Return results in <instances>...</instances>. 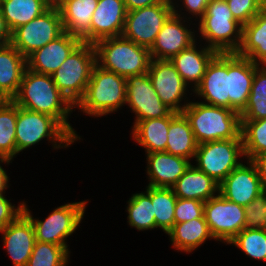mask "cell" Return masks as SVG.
Listing matches in <instances>:
<instances>
[{
    "label": "cell",
    "instance_id": "1",
    "mask_svg": "<svg viewBox=\"0 0 266 266\" xmlns=\"http://www.w3.org/2000/svg\"><path fill=\"white\" fill-rule=\"evenodd\" d=\"M12 101L24 109L44 113L55 118L77 141V134L69 122L75 107L58 90L52 76L26 68L17 94Z\"/></svg>",
    "mask_w": 266,
    "mask_h": 266
},
{
    "label": "cell",
    "instance_id": "2",
    "mask_svg": "<svg viewBox=\"0 0 266 266\" xmlns=\"http://www.w3.org/2000/svg\"><path fill=\"white\" fill-rule=\"evenodd\" d=\"M193 25L199 32L198 41L204 40L203 45L217 53H236L241 46L243 25L235 20L226 0H210L204 15Z\"/></svg>",
    "mask_w": 266,
    "mask_h": 266
},
{
    "label": "cell",
    "instance_id": "3",
    "mask_svg": "<svg viewBox=\"0 0 266 266\" xmlns=\"http://www.w3.org/2000/svg\"><path fill=\"white\" fill-rule=\"evenodd\" d=\"M182 113L189 120L198 144L242 138L240 113L230 108L191 100Z\"/></svg>",
    "mask_w": 266,
    "mask_h": 266
},
{
    "label": "cell",
    "instance_id": "4",
    "mask_svg": "<svg viewBox=\"0 0 266 266\" xmlns=\"http://www.w3.org/2000/svg\"><path fill=\"white\" fill-rule=\"evenodd\" d=\"M126 105V78L103 69L93 68L84 96L75 106L89 117H102Z\"/></svg>",
    "mask_w": 266,
    "mask_h": 266
},
{
    "label": "cell",
    "instance_id": "5",
    "mask_svg": "<svg viewBox=\"0 0 266 266\" xmlns=\"http://www.w3.org/2000/svg\"><path fill=\"white\" fill-rule=\"evenodd\" d=\"M96 64L127 78L148 72L151 61L148 48L122 36L108 37L94 44Z\"/></svg>",
    "mask_w": 266,
    "mask_h": 266
},
{
    "label": "cell",
    "instance_id": "6",
    "mask_svg": "<svg viewBox=\"0 0 266 266\" xmlns=\"http://www.w3.org/2000/svg\"><path fill=\"white\" fill-rule=\"evenodd\" d=\"M17 155L47 140L54 150L68 148L77 140L52 116L17 106L15 127ZM47 138V139H46Z\"/></svg>",
    "mask_w": 266,
    "mask_h": 266
},
{
    "label": "cell",
    "instance_id": "7",
    "mask_svg": "<svg viewBox=\"0 0 266 266\" xmlns=\"http://www.w3.org/2000/svg\"><path fill=\"white\" fill-rule=\"evenodd\" d=\"M95 65L94 45L82 42L51 74L58 90L74 107L84 96Z\"/></svg>",
    "mask_w": 266,
    "mask_h": 266
},
{
    "label": "cell",
    "instance_id": "8",
    "mask_svg": "<svg viewBox=\"0 0 266 266\" xmlns=\"http://www.w3.org/2000/svg\"><path fill=\"white\" fill-rule=\"evenodd\" d=\"M87 202V200H83L64 203V205L53 209L43 221L33 217L31 210L28 208L29 205L25 201L23 213L30 219L34 227L36 241L68 248L67 238L80 227L86 211V205H88Z\"/></svg>",
    "mask_w": 266,
    "mask_h": 266
},
{
    "label": "cell",
    "instance_id": "9",
    "mask_svg": "<svg viewBox=\"0 0 266 266\" xmlns=\"http://www.w3.org/2000/svg\"><path fill=\"white\" fill-rule=\"evenodd\" d=\"M194 158L195 166L220 184L245 158L242 138L198 144Z\"/></svg>",
    "mask_w": 266,
    "mask_h": 266
},
{
    "label": "cell",
    "instance_id": "10",
    "mask_svg": "<svg viewBox=\"0 0 266 266\" xmlns=\"http://www.w3.org/2000/svg\"><path fill=\"white\" fill-rule=\"evenodd\" d=\"M64 33L58 7L53 4L41 16L23 24L11 32V44L27 58Z\"/></svg>",
    "mask_w": 266,
    "mask_h": 266
},
{
    "label": "cell",
    "instance_id": "11",
    "mask_svg": "<svg viewBox=\"0 0 266 266\" xmlns=\"http://www.w3.org/2000/svg\"><path fill=\"white\" fill-rule=\"evenodd\" d=\"M173 13L172 2L127 11L121 36L150 49L162 26Z\"/></svg>",
    "mask_w": 266,
    "mask_h": 266
},
{
    "label": "cell",
    "instance_id": "12",
    "mask_svg": "<svg viewBox=\"0 0 266 266\" xmlns=\"http://www.w3.org/2000/svg\"><path fill=\"white\" fill-rule=\"evenodd\" d=\"M204 218L214 240L226 245L246 227L244 206L220 193L204 202Z\"/></svg>",
    "mask_w": 266,
    "mask_h": 266
},
{
    "label": "cell",
    "instance_id": "13",
    "mask_svg": "<svg viewBox=\"0 0 266 266\" xmlns=\"http://www.w3.org/2000/svg\"><path fill=\"white\" fill-rule=\"evenodd\" d=\"M148 75L161 101L172 112L182 113L190 103V97H187L190 96L189 91H193L184 82L170 60L151 59Z\"/></svg>",
    "mask_w": 266,
    "mask_h": 266
},
{
    "label": "cell",
    "instance_id": "14",
    "mask_svg": "<svg viewBox=\"0 0 266 266\" xmlns=\"http://www.w3.org/2000/svg\"><path fill=\"white\" fill-rule=\"evenodd\" d=\"M126 105L135 114L133 124L166 117L172 112L157 95L148 72L126 78Z\"/></svg>",
    "mask_w": 266,
    "mask_h": 266
},
{
    "label": "cell",
    "instance_id": "15",
    "mask_svg": "<svg viewBox=\"0 0 266 266\" xmlns=\"http://www.w3.org/2000/svg\"><path fill=\"white\" fill-rule=\"evenodd\" d=\"M192 22L194 20H187L173 13L166 20L149 49L151 59L170 60L193 44L197 37L196 31L191 27Z\"/></svg>",
    "mask_w": 266,
    "mask_h": 266
},
{
    "label": "cell",
    "instance_id": "16",
    "mask_svg": "<svg viewBox=\"0 0 266 266\" xmlns=\"http://www.w3.org/2000/svg\"><path fill=\"white\" fill-rule=\"evenodd\" d=\"M229 53H217L209 62L201 83L193 96L202 103L229 108Z\"/></svg>",
    "mask_w": 266,
    "mask_h": 266
},
{
    "label": "cell",
    "instance_id": "17",
    "mask_svg": "<svg viewBox=\"0 0 266 266\" xmlns=\"http://www.w3.org/2000/svg\"><path fill=\"white\" fill-rule=\"evenodd\" d=\"M264 191L256 167L246 159L219 184V193L224 198L244 207Z\"/></svg>",
    "mask_w": 266,
    "mask_h": 266
},
{
    "label": "cell",
    "instance_id": "18",
    "mask_svg": "<svg viewBox=\"0 0 266 266\" xmlns=\"http://www.w3.org/2000/svg\"><path fill=\"white\" fill-rule=\"evenodd\" d=\"M3 247L13 266H26L35 246L34 227L30 219L21 213L12 223L0 229Z\"/></svg>",
    "mask_w": 266,
    "mask_h": 266
},
{
    "label": "cell",
    "instance_id": "19",
    "mask_svg": "<svg viewBox=\"0 0 266 266\" xmlns=\"http://www.w3.org/2000/svg\"><path fill=\"white\" fill-rule=\"evenodd\" d=\"M83 41L64 32L55 40L35 50L27 57V68L51 75Z\"/></svg>",
    "mask_w": 266,
    "mask_h": 266
},
{
    "label": "cell",
    "instance_id": "20",
    "mask_svg": "<svg viewBox=\"0 0 266 266\" xmlns=\"http://www.w3.org/2000/svg\"><path fill=\"white\" fill-rule=\"evenodd\" d=\"M127 10L123 0H98L90 26V43L121 36Z\"/></svg>",
    "mask_w": 266,
    "mask_h": 266
},
{
    "label": "cell",
    "instance_id": "21",
    "mask_svg": "<svg viewBox=\"0 0 266 266\" xmlns=\"http://www.w3.org/2000/svg\"><path fill=\"white\" fill-rule=\"evenodd\" d=\"M146 174L151 187L171 188L190 166L191 161L166 151L146 154Z\"/></svg>",
    "mask_w": 266,
    "mask_h": 266
},
{
    "label": "cell",
    "instance_id": "22",
    "mask_svg": "<svg viewBox=\"0 0 266 266\" xmlns=\"http://www.w3.org/2000/svg\"><path fill=\"white\" fill-rule=\"evenodd\" d=\"M255 63L237 53H229V108L241 112L248 101Z\"/></svg>",
    "mask_w": 266,
    "mask_h": 266
},
{
    "label": "cell",
    "instance_id": "23",
    "mask_svg": "<svg viewBox=\"0 0 266 266\" xmlns=\"http://www.w3.org/2000/svg\"><path fill=\"white\" fill-rule=\"evenodd\" d=\"M98 0H55L63 22L64 32L90 43L92 15Z\"/></svg>",
    "mask_w": 266,
    "mask_h": 266
},
{
    "label": "cell",
    "instance_id": "24",
    "mask_svg": "<svg viewBox=\"0 0 266 266\" xmlns=\"http://www.w3.org/2000/svg\"><path fill=\"white\" fill-rule=\"evenodd\" d=\"M197 43L200 44L196 40L188 48L170 59V62L192 91L201 83L209 62L217 54L215 50L205 45L201 46L202 44L198 46Z\"/></svg>",
    "mask_w": 266,
    "mask_h": 266
},
{
    "label": "cell",
    "instance_id": "25",
    "mask_svg": "<svg viewBox=\"0 0 266 266\" xmlns=\"http://www.w3.org/2000/svg\"><path fill=\"white\" fill-rule=\"evenodd\" d=\"M27 68L25 58L11 43L0 45V94L12 100Z\"/></svg>",
    "mask_w": 266,
    "mask_h": 266
},
{
    "label": "cell",
    "instance_id": "26",
    "mask_svg": "<svg viewBox=\"0 0 266 266\" xmlns=\"http://www.w3.org/2000/svg\"><path fill=\"white\" fill-rule=\"evenodd\" d=\"M171 188L177 198L203 202L219 193V183L193 165V162Z\"/></svg>",
    "mask_w": 266,
    "mask_h": 266
},
{
    "label": "cell",
    "instance_id": "27",
    "mask_svg": "<svg viewBox=\"0 0 266 266\" xmlns=\"http://www.w3.org/2000/svg\"><path fill=\"white\" fill-rule=\"evenodd\" d=\"M236 53L255 64L266 65V6L243 25L242 43Z\"/></svg>",
    "mask_w": 266,
    "mask_h": 266
},
{
    "label": "cell",
    "instance_id": "28",
    "mask_svg": "<svg viewBox=\"0 0 266 266\" xmlns=\"http://www.w3.org/2000/svg\"><path fill=\"white\" fill-rule=\"evenodd\" d=\"M172 247L177 252L192 253L202 246L208 239H214L208 224L204 218L193 219L183 223L174 224L173 228L167 233Z\"/></svg>",
    "mask_w": 266,
    "mask_h": 266
},
{
    "label": "cell",
    "instance_id": "29",
    "mask_svg": "<svg viewBox=\"0 0 266 266\" xmlns=\"http://www.w3.org/2000/svg\"><path fill=\"white\" fill-rule=\"evenodd\" d=\"M198 142L191 129L190 122L183 113H170L166 152L192 160L195 157Z\"/></svg>",
    "mask_w": 266,
    "mask_h": 266
},
{
    "label": "cell",
    "instance_id": "30",
    "mask_svg": "<svg viewBox=\"0 0 266 266\" xmlns=\"http://www.w3.org/2000/svg\"><path fill=\"white\" fill-rule=\"evenodd\" d=\"M170 114L162 118L138 121L133 124L132 139L145 148V154L166 150Z\"/></svg>",
    "mask_w": 266,
    "mask_h": 266
},
{
    "label": "cell",
    "instance_id": "31",
    "mask_svg": "<svg viewBox=\"0 0 266 266\" xmlns=\"http://www.w3.org/2000/svg\"><path fill=\"white\" fill-rule=\"evenodd\" d=\"M53 4V0H0V11L12 32L17 27L41 16Z\"/></svg>",
    "mask_w": 266,
    "mask_h": 266
},
{
    "label": "cell",
    "instance_id": "32",
    "mask_svg": "<svg viewBox=\"0 0 266 266\" xmlns=\"http://www.w3.org/2000/svg\"><path fill=\"white\" fill-rule=\"evenodd\" d=\"M155 213L156 228L167 234L175 224V204L177 196L172 188L146 186Z\"/></svg>",
    "mask_w": 266,
    "mask_h": 266
},
{
    "label": "cell",
    "instance_id": "33",
    "mask_svg": "<svg viewBox=\"0 0 266 266\" xmlns=\"http://www.w3.org/2000/svg\"><path fill=\"white\" fill-rule=\"evenodd\" d=\"M241 120L266 118V65L255 64L254 79L245 108L240 112Z\"/></svg>",
    "mask_w": 266,
    "mask_h": 266
},
{
    "label": "cell",
    "instance_id": "34",
    "mask_svg": "<svg viewBox=\"0 0 266 266\" xmlns=\"http://www.w3.org/2000/svg\"><path fill=\"white\" fill-rule=\"evenodd\" d=\"M127 204V223L130 227L136 228L138 231L156 228L151 197L145 191L132 194Z\"/></svg>",
    "mask_w": 266,
    "mask_h": 266
},
{
    "label": "cell",
    "instance_id": "35",
    "mask_svg": "<svg viewBox=\"0 0 266 266\" xmlns=\"http://www.w3.org/2000/svg\"><path fill=\"white\" fill-rule=\"evenodd\" d=\"M16 121L17 105L12 100H4L0 104V154L12 161L17 155Z\"/></svg>",
    "mask_w": 266,
    "mask_h": 266
},
{
    "label": "cell",
    "instance_id": "36",
    "mask_svg": "<svg viewBox=\"0 0 266 266\" xmlns=\"http://www.w3.org/2000/svg\"><path fill=\"white\" fill-rule=\"evenodd\" d=\"M241 136L246 160L266 154V118L241 120Z\"/></svg>",
    "mask_w": 266,
    "mask_h": 266
},
{
    "label": "cell",
    "instance_id": "37",
    "mask_svg": "<svg viewBox=\"0 0 266 266\" xmlns=\"http://www.w3.org/2000/svg\"><path fill=\"white\" fill-rule=\"evenodd\" d=\"M69 250L65 246L36 241L26 266H68Z\"/></svg>",
    "mask_w": 266,
    "mask_h": 266
},
{
    "label": "cell",
    "instance_id": "38",
    "mask_svg": "<svg viewBox=\"0 0 266 266\" xmlns=\"http://www.w3.org/2000/svg\"><path fill=\"white\" fill-rule=\"evenodd\" d=\"M228 245L239 248L247 257L266 262V231L263 229L244 228Z\"/></svg>",
    "mask_w": 266,
    "mask_h": 266
},
{
    "label": "cell",
    "instance_id": "39",
    "mask_svg": "<svg viewBox=\"0 0 266 266\" xmlns=\"http://www.w3.org/2000/svg\"><path fill=\"white\" fill-rule=\"evenodd\" d=\"M233 17L240 24L249 23L265 6L259 0H226Z\"/></svg>",
    "mask_w": 266,
    "mask_h": 266
},
{
    "label": "cell",
    "instance_id": "40",
    "mask_svg": "<svg viewBox=\"0 0 266 266\" xmlns=\"http://www.w3.org/2000/svg\"><path fill=\"white\" fill-rule=\"evenodd\" d=\"M245 209L246 229H262L266 215V190L255 197Z\"/></svg>",
    "mask_w": 266,
    "mask_h": 266
},
{
    "label": "cell",
    "instance_id": "41",
    "mask_svg": "<svg viewBox=\"0 0 266 266\" xmlns=\"http://www.w3.org/2000/svg\"><path fill=\"white\" fill-rule=\"evenodd\" d=\"M204 215V202L196 199L177 198L175 224L192 221Z\"/></svg>",
    "mask_w": 266,
    "mask_h": 266
},
{
    "label": "cell",
    "instance_id": "42",
    "mask_svg": "<svg viewBox=\"0 0 266 266\" xmlns=\"http://www.w3.org/2000/svg\"><path fill=\"white\" fill-rule=\"evenodd\" d=\"M209 1L210 0H172L173 12L177 16H180L184 19H187V20L191 19V21H192V18L196 17L194 19L196 23V21H198L206 12V8H207ZM182 11H186V12H182ZM190 15L192 17H190Z\"/></svg>",
    "mask_w": 266,
    "mask_h": 266
},
{
    "label": "cell",
    "instance_id": "43",
    "mask_svg": "<svg viewBox=\"0 0 266 266\" xmlns=\"http://www.w3.org/2000/svg\"><path fill=\"white\" fill-rule=\"evenodd\" d=\"M10 201V199L8 200L6 198L5 193H0V229L12 223L21 213H23L25 201H20L17 206Z\"/></svg>",
    "mask_w": 266,
    "mask_h": 266
},
{
    "label": "cell",
    "instance_id": "44",
    "mask_svg": "<svg viewBox=\"0 0 266 266\" xmlns=\"http://www.w3.org/2000/svg\"><path fill=\"white\" fill-rule=\"evenodd\" d=\"M127 11L149 7L158 3H171L172 0H123Z\"/></svg>",
    "mask_w": 266,
    "mask_h": 266
},
{
    "label": "cell",
    "instance_id": "45",
    "mask_svg": "<svg viewBox=\"0 0 266 266\" xmlns=\"http://www.w3.org/2000/svg\"><path fill=\"white\" fill-rule=\"evenodd\" d=\"M250 161L256 167L258 176L260 177L262 184L266 190V154L254 156Z\"/></svg>",
    "mask_w": 266,
    "mask_h": 266
},
{
    "label": "cell",
    "instance_id": "46",
    "mask_svg": "<svg viewBox=\"0 0 266 266\" xmlns=\"http://www.w3.org/2000/svg\"><path fill=\"white\" fill-rule=\"evenodd\" d=\"M11 42V31L9 30L5 19L0 11V45L9 44Z\"/></svg>",
    "mask_w": 266,
    "mask_h": 266
},
{
    "label": "cell",
    "instance_id": "47",
    "mask_svg": "<svg viewBox=\"0 0 266 266\" xmlns=\"http://www.w3.org/2000/svg\"><path fill=\"white\" fill-rule=\"evenodd\" d=\"M3 164H0V193H6L5 190H7L10 187L9 184V176L7 174V171L2 166Z\"/></svg>",
    "mask_w": 266,
    "mask_h": 266
},
{
    "label": "cell",
    "instance_id": "48",
    "mask_svg": "<svg viewBox=\"0 0 266 266\" xmlns=\"http://www.w3.org/2000/svg\"><path fill=\"white\" fill-rule=\"evenodd\" d=\"M3 163V164H10L12 163V160H9V159H5L1 154H0V164Z\"/></svg>",
    "mask_w": 266,
    "mask_h": 266
},
{
    "label": "cell",
    "instance_id": "49",
    "mask_svg": "<svg viewBox=\"0 0 266 266\" xmlns=\"http://www.w3.org/2000/svg\"><path fill=\"white\" fill-rule=\"evenodd\" d=\"M262 229L266 231V215H265V218H264V223L262 225Z\"/></svg>",
    "mask_w": 266,
    "mask_h": 266
},
{
    "label": "cell",
    "instance_id": "50",
    "mask_svg": "<svg viewBox=\"0 0 266 266\" xmlns=\"http://www.w3.org/2000/svg\"><path fill=\"white\" fill-rule=\"evenodd\" d=\"M5 99L3 98V96L0 94V104L4 101Z\"/></svg>",
    "mask_w": 266,
    "mask_h": 266
},
{
    "label": "cell",
    "instance_id": "51",
    "mask_svg": "<svg viewBox=\"0 0 266 266\" xmlns=\"http://www.w3.org/2000/svg\"><path fill=\"white\" fill-rule=\"evenodd\" d=\"M264 6H266V0H259Z\"/></svg>",
    "mask_w": 266,
    "mask_h": 266
}]
</instances>
